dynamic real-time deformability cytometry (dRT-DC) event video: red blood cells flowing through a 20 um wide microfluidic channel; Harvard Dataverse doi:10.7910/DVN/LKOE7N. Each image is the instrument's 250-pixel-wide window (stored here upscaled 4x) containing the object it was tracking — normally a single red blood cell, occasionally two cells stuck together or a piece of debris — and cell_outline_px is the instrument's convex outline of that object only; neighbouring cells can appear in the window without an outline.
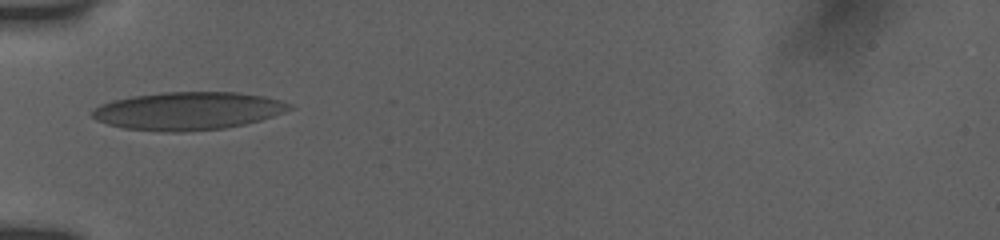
{"species": "human", "species_latin": "Homo sapiens", "temperature_condition": "room temperature", "stored_images_in_passage": 2, "camera_frame_rate_fps": 3000, "um_per_image_px": 0.085, "donor": {"sex": "female"}, "frame": {"image": 1, "passage_image": 1, "time_ms": 0.0, "image_size_px": [1000, 240], "cell_outline_px": [[296, 108], [260, 120], [244, 124], [224, 128], [184, 132], [160, 132], [124, 128], [108, 124], [96, 120], [92, 116], [92, 112], [100, 104], [112, 100], [132, 96], [164, 92], [236, 92], [264, 96], [280, 100], [292, 104]], "centroid_in_image_um": [15.99, 9.43], "position_along_channel_um": 69.0, "area_um2": 43.7}}